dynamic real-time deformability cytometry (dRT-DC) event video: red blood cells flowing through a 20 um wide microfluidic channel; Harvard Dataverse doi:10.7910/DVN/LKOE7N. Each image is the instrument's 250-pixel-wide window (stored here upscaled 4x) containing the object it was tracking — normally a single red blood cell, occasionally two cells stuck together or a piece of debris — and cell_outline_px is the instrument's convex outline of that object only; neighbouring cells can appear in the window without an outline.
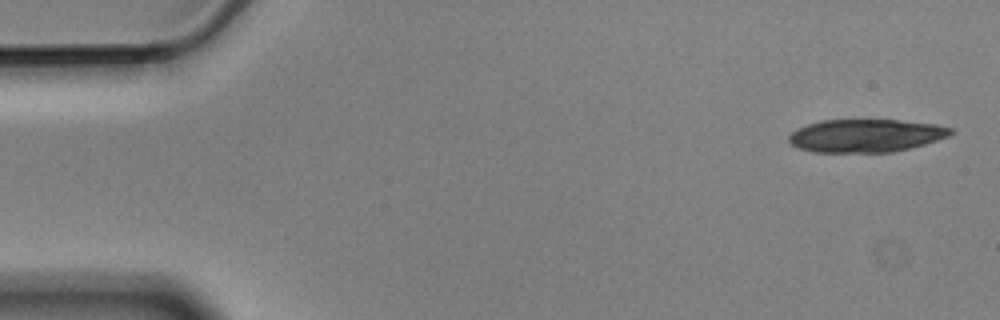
{"species": "Egyptian fruit bat (a non-hibernating species)", "species_latin": "Rousettus aegyptiacus", "temperature_condition": "cold", "stored_images_in_passage": 13, "segment_of_instrument_passage": [1, 2], "camera_frame_rate_fps": 3000, "um_per_image_px": 0.085, "animal": {"sex": "male"}, "frame": {"image": 1, "passage_image": 1, "time_ms": 0.0, "image_size_px": [1000, 320], "cell_outline_px": [[956, 132], [948, 136], [924, 144], [892, 152], [812, 152], [800, 148], [792, 144], [788, 140], [788, 136], [792, 132], [808, 124], [820, 120], [900, 120], [936, 124], [952, 128]], "centroid_in_image_um": [73.61, 11.52], "position_along_channel_um": 11.4, "area_um2": 30.98}}